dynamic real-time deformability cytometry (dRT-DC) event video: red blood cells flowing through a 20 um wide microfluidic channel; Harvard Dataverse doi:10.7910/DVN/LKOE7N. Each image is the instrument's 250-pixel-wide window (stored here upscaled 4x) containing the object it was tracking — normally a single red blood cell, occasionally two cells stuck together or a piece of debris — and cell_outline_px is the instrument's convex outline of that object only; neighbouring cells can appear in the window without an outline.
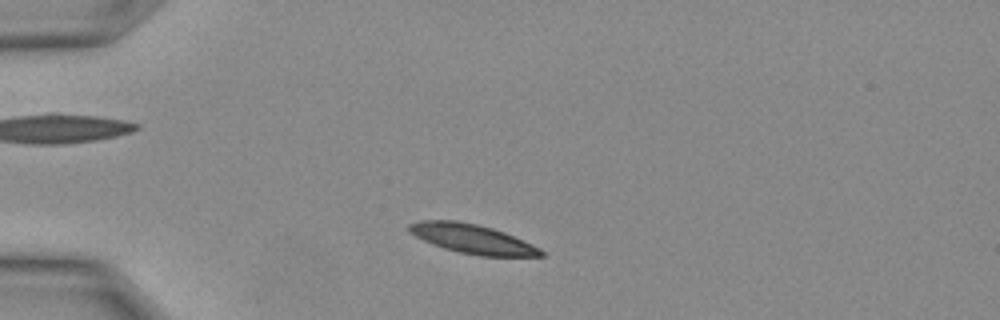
{"species": "Egyptian fruit bat (a non-hibernating species)", "species_latin": "Rousettus aegyptiacus", "temperature_condition": "warm", "stored_images_in_passage": 8, "camera_frame_rate_fps": 3000, "um_per_image_px": 0.085, "animal": {"sex": "female"}, "frame": {"image": 1, "passage_image": 3, "time_ms": 0.667, "image_size_px": [1000, 320], "cell_outline_px": [[544, 256], [480, 256], [460, 252], [444, 248], [432, 244], [408, 232], [408, 224], [424, 220], [456, 220], [476, 224], [492, 228], [504, 232], [540, 248], [544, 252]], "centroid_in_image_um": [40.13, 20.3], "position_along_channel_um": 44.9, "area_um2": 22.25}}